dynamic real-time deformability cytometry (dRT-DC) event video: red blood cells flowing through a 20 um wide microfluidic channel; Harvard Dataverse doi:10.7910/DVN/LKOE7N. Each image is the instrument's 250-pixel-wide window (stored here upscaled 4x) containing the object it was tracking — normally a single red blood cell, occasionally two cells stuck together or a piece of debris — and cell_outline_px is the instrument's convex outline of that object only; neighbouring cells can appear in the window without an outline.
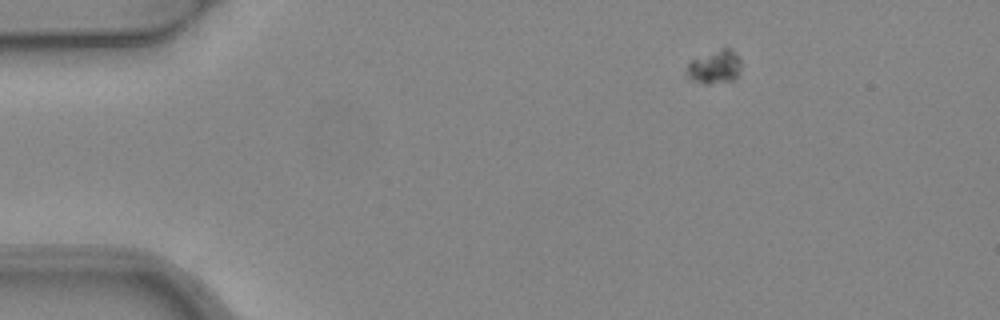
{"species": "common noctule bat (a hibernating species)", "species_latin": "Nyctalus noctula", "temperature_condition": "warm", "stored_images_in_passage": 3, "camera_frame_rate_fps": 3000, "um_per_image_px": 0.085, "animal": {"sex": "female", "body_mass_g": 24.6, "forearm_length_mm": 56.2}, "frame": {"image": 1, "passage_image": 1, "time_ms": 0.0, "image_size_px": [1000, 320], "cell_outline_px": [[740, 68], [736, 80], [708, 84], [704, 84], [692, 80], [684, 76], [688, 64], [692, 60], [720, 48], [732, 48], [740, 60]], "centroid_in_image_um": [60.74, 5.71], "position_along_channel_um": 24.3, "area_um2": 10.75}}